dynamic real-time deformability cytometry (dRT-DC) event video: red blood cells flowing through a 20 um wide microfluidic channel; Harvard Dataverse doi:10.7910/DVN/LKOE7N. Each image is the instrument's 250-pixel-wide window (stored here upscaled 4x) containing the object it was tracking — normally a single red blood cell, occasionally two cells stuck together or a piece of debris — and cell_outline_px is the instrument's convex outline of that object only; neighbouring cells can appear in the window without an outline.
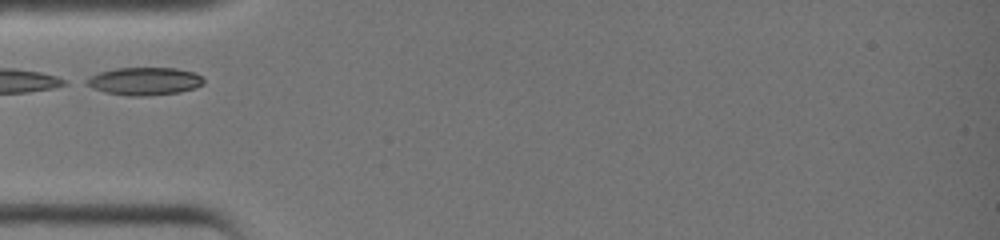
{"species": "common noctule bat (a hibernating species)", "species_latin": "Nyctalus noctula", "temperature_condition": "warm", "stored_images_in_passage": 20, "camera_frame_rate_fps": 3000, "um_per_image_px": 0.085, "animal": {"sex": "female", "body_mass_g": 19.0, "forearm_length_mm": 51.5}, "frame": {"image": 1, "passage_image": 1, "time_ms": 0.0, "image_size_px": [1000, 240], "cell_outline_px": [[204, 84], [196, 88], [180, 92], [144, 96], [128, 96], [104, 92], [92, 88], [84, 84], [80, 80], [88, 76], [100, 72], [116, 68], [176, 68], [196, 72], [204, 80]], "centroid_in_image_um": [12.23, 6.9], "position_along_channel_um": 72.8, "area_um2": 19.36}}
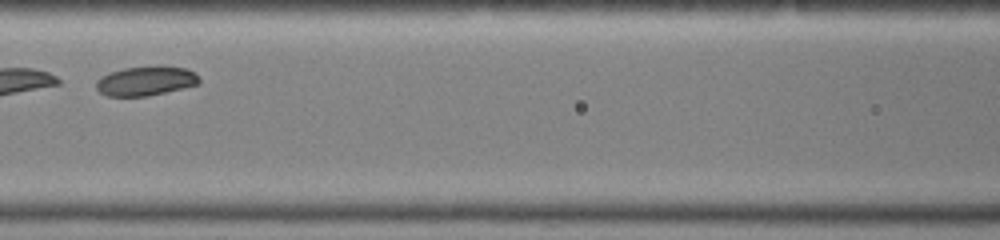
{"frame": {"image": 2, "passage_image": 6, "time_ms": 1.667, "image_size_px": [1000, 240], "cell_outline_px": [[200, 84], [148, 96], [108, 96], [100, 92], [96, 88], [96, 80], [100, 76], [124, 68], [188, 68], [196, 72], [200, 80]], "centroid_in_image_um": [12.39, 6.91], "position_along_channel_um": 154.2, "area_um2": 17.17}}